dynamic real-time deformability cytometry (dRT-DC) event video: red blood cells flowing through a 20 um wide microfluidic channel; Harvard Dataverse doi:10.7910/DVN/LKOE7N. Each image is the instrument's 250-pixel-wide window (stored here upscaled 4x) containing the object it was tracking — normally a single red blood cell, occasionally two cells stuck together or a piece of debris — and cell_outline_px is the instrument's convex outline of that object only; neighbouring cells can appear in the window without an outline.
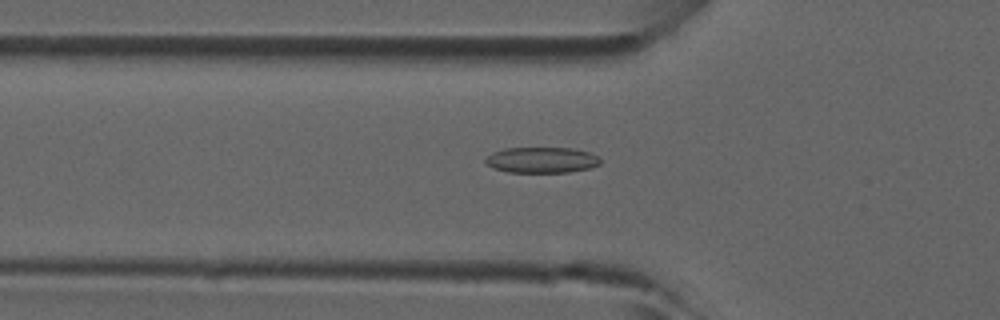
{"species": "common noctule bat (a hibernating species)", "species_latin": "Nyctalus noctula", "temperature_condition": "room temperature", "stored_images_in_passage": 46, "camera_frame_rate_fps": 3000, "um_per_image_px": 0.085, "animal": {"sex": "male", "forearm_length_mm": 52.5}, "frame": {"image": 1, "passage_image": 16, "time_ms": 5.0, "image_size_px": [1000, 320], "cell_outline_px": [[600, 164], [592, 168], [568, 172], [508, 172], [492, 168], [484, 160], [492, 152], [504, 148], [572, 148], [588, 152], [600, 156]], "centroid_in_image_um": [46.06, 13.6], "position_along_channel_um": 79.7, "area_um2": 17.34}}
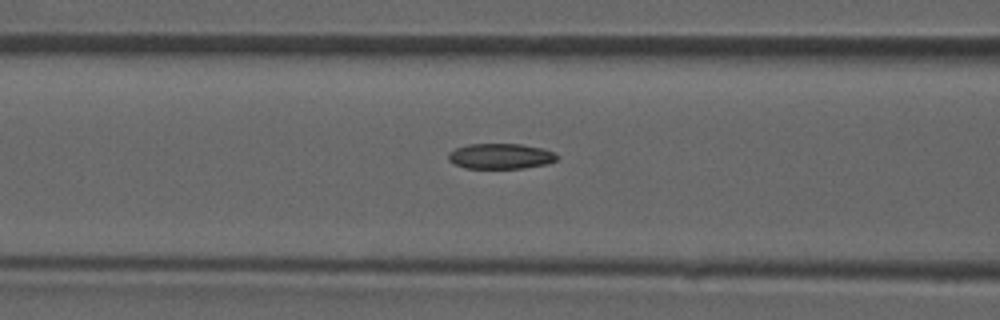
{"frame": {"image": 2, "passage_image": 19, "time_ms": 6.0, "image_size_px": [1000, 320], "cell_outline_px": [[560, 156], [556, 160], [548, 164], [524, 168], [464, 168], [448, 160], [448, 152], [456, 148], [468, 144], [520, 144], [540, 148], [556, 152]], "centroid_in_image_um": [42.57, 13.28], "position_along_channel_um": 124.0, "area_um2": 16.18}}
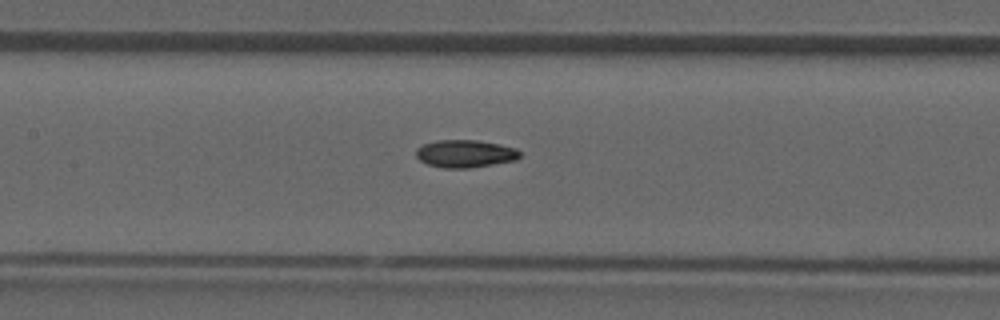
{"frame": {"image": 3, "passage_image": 22, "time_ms": 7.0, "image_size_px": [1000, 320], "cell_outline_px": [[520, 156], [516, 160], [468, 168], [444, 168], [428, 164], [420, 160], [416, 156], [416, 148], [424, 144], [436, 140], [476, 140], [500, 144], [516, 148], [520, 152]], "centroid_in_image_um": [39.53, 13.05], "position_along_channel_um": 167.9, "area_um2": 16.65}}